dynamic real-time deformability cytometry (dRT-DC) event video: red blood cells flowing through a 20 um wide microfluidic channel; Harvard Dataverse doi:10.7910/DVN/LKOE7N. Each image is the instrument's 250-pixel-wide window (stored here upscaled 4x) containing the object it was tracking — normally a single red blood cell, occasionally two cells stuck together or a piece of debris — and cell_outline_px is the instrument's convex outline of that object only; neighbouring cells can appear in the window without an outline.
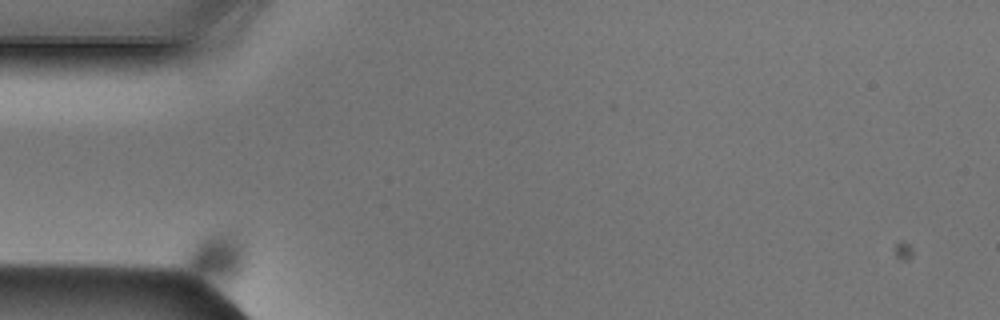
{"species": "Egyptian fruit bat (a non-hibernating species)", "species_latin": "Rousettus aegyptiacus", "temperature_condition": "cold", "stored_images_in_passage": 38, "camera_frame_rate_fps": 3000, "um_per_image_px": 0.085, "animal": {"sex": "male"}, "frame": {"image": 1, "passage_image": 1, "time_ms": 0.0, "image_size_px": [1000, 320], "cell_outline_px": [[248, 252], [244, 268], [240, 276], [228, 288], [180, 268], [180, 264], [184, 256], [196, 240], [208, 232], [232, 228], [240, 228]], "centroid_in_image_um": [18.5, 21.81], "position_along_channel_um": 66.5, "area_um2": 19.83}}
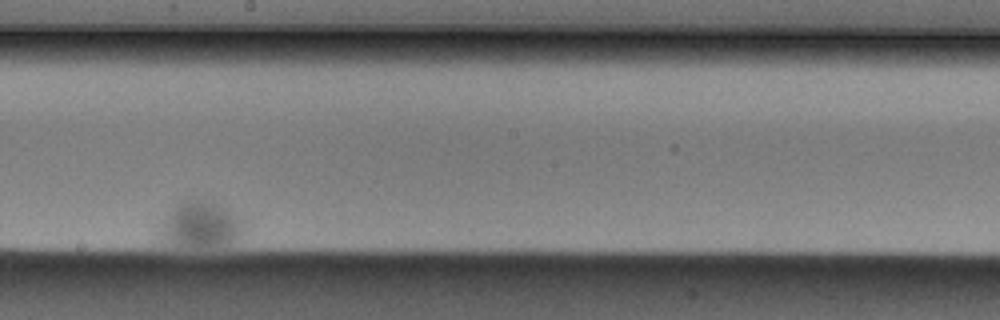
{"frame": {"image": 2, "passage_image": 22, "time_ms": 7.0, "image_size_px": [1000, 320], "cell_outline_px": [[244, 232], [240, 240], [228, 244], [172, 244], [156, 240], [156, 232], [168, 212], [184, 200], [208, 200], [224, 208], [244, 228]], "centroid_in_image_um": [16.94, 19.1], "position_along_channel_um": 231.3, "area_um2": 21.68}}
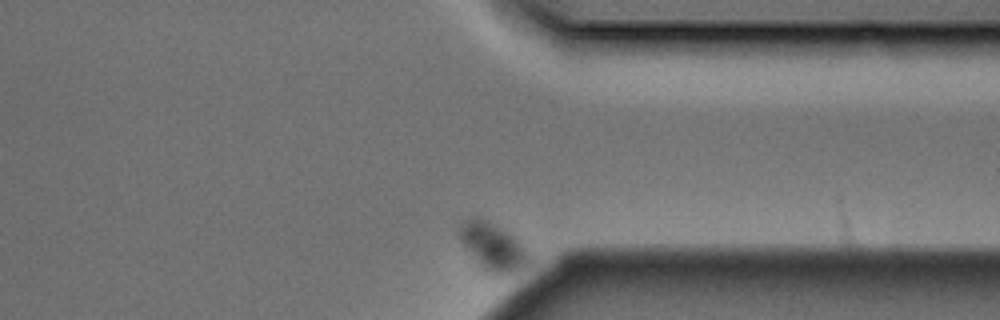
{"frame": {"image": 3, "passage_image": 38, "time_ms": 12.333, "image_size_px": [1000, 320], "cell_outline_px": [[540, 256], [528, 268], [520, 272], [508, 276], [488, 276], [480, 272], [460, 240], [456, 232], [456, 228], [460, 224], [472, 216], [480, 216], [512, 232], [524, 240]], "centroid_in_image_um": [42.08, 21.06], "position_along_channel_um": 369.3, "area_um2": 22.6}}